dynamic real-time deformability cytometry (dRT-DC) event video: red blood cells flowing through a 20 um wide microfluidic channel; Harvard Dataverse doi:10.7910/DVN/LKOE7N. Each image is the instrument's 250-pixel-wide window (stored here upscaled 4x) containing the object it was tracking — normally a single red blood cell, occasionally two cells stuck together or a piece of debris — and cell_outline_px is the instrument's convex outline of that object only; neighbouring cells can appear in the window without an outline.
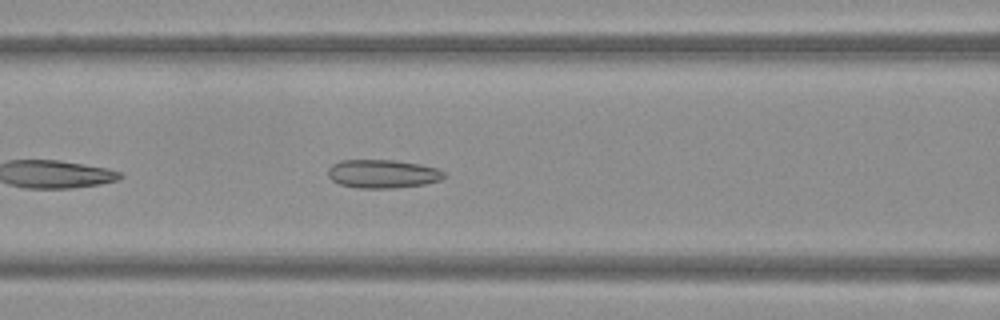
{"species": "Egyptian fruit bat (a non-hibernating species)", "species_latin": "Rousettus aegyptiacus", "temperature_condition": "warm", "stored_images_in_passage": 36, "camera_frame_rate_fps": 3000, "um_per_image_px": 0.085, "frame": {"image": 1, "passage_image": 7, "time_ms": 2.0, "image_size_px": [1000, 320], "cell_outline_px": [[444, 176], [440, 180], [424, 184], [392, 188], [356, 188], [340, 184], [332, 180], [328, 176], [328, 168], [332, 164], [340, 160], [392, 160], [420, 164], [436, 168], [444, 172]], "centroid_in_image_um": [32.48, 14.77], "position_along_channel_um": 134.1, "area_um2": 19.19}}
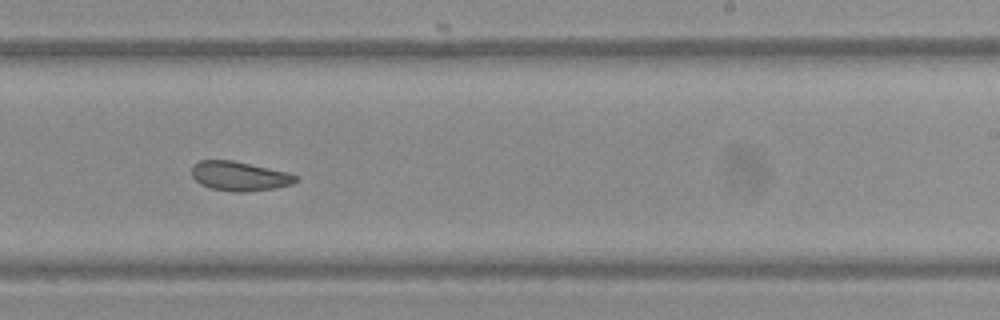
{"frame": {"image": 2, "passage_image": 17, "time_ms": 5.333, "image_size_px": [1000, 320], "cell_outline_px": [[300, 176], [292, 184], [276, 188], [244, 192], [236, 192], [212, 188], [200, 184], [192, 176], [192, 164], [200, 160], [232, 160], [288, 172]], "centroid_in_image_um": [20.36, 14.96], "position_along_channel_um": 268.6, "area_um2": 17.8}}
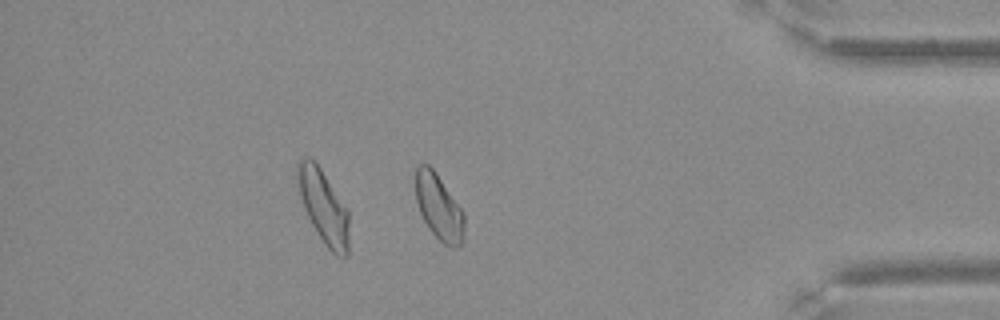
{"frame": {"image": 3, "passage_image": 29, "time_ms": 9.333, "image_size_px": [1000, 320], "cell_outline_px": [[464, 232], [460, 244], [456, 248], [448, 248], [428, 228], [420, 212], [416, 200], [416, 168], [420, 164], [428, 164], [436, 172], [464, 212]], "centroid_in_image_um": [37.31, 17.61], "position_along_channel_um": 397.9, "area_um2": 18.55}}